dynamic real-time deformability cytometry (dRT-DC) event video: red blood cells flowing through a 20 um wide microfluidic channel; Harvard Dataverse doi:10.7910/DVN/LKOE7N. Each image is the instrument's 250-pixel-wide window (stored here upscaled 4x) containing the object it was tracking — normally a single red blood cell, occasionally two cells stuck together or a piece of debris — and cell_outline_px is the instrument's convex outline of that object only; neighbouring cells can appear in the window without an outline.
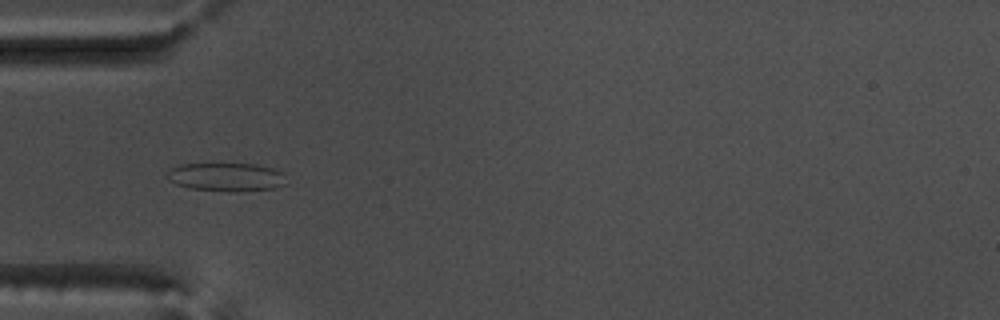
{"species": "common noctule bat (a hibernating species)", "species_latin": "Nyctalus noctula", "temperature_condition": "warm", "stored_images_in_passage": 54, "camera_frame_rate_fps": 3000, "um_per_image_px": 0.085, "animal": {"sex": "male", "body_mass_g": 17.5, "forearm_length_mm": 52.3}, "frame": {"image": 1, "passage_image": 17, "time_ms": 5.333, "image_size_px": [1000, 320], "cell_outline_px": [[288, 184], [272, 188], [236, 192], [228, 192], [188, 188], [176, 184], [168, 180], [168, 172], [172, 168], [180, 164], [256, 164], [272, 168], [284, 172]], "centroid_in_image_um": [19.28, 15.05], "position_along_channel_um": 65.7, "area_um2": 19.94}}
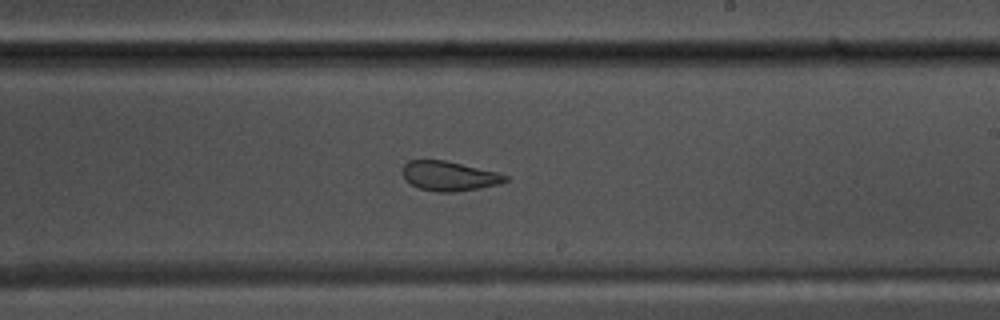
{"frame": {"image": 2, "passage_image": 32, "time_ms": 10.333, "image_size_px": [1000, 320], "cell_outline_px": [[508, 180], [500, 184], [480, 188], [456, 192], [436, 192], [420, 188], [404, 180], [400, 172], [404, 164], [408, 160], [444, 160], [496, 172], [508, 176]], "centroid_in_image_um": [38.13, 14.97], "position_along_channel_um": 250.9, "area_um2": 17.8}}
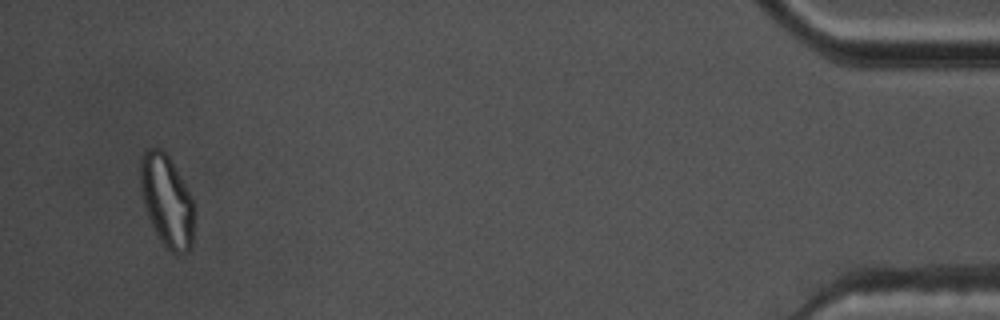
{"frame": {"image": 3, "passage_image": 52, "time_ms": 17.0, "image_size_px": [1000, 320], "cell_outline_px": [[192, 244], [188, 252], [180, 256], [176, 256], [160, 240], [148, 216], [140, 192], [140, 160], [144, 152], [148, 148], [160, 148], [168, 156], [184, 184], [192, 200]], "centroid_in_image_um": [14.15, 17.09], "position_along_channel_um": 421.1, "area_um2": 28.26}, "authors_computed_cell_mechanics": {"area_um2": 22.831, "velocity_mm_per_s": 3.7251, "shape_relaxation_time_tau1_ms": null, "shape_relaxation_time_tau2_ms": 0.7711, "deformation_change_tau1": null, "deformation_change_tau2": 0.0658}}